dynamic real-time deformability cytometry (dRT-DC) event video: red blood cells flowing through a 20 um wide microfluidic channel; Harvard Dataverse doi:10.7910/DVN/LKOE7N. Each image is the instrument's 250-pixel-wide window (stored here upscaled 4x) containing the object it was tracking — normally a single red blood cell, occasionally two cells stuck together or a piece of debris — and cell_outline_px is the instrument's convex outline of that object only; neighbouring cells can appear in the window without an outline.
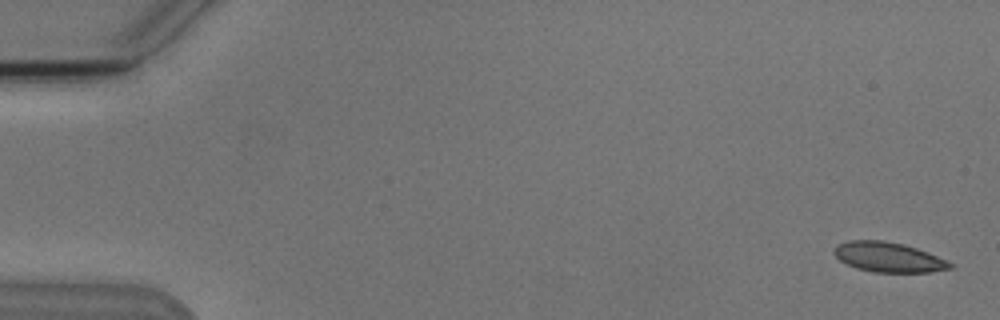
{"species": "Egyptian fruit bat (a non-hibernating species)", "species_latin": "Rousettus aegyptiacus", "temperature_condition": "cold", "stored_images_in_passage": 6, "camera_frame_rate_fps": 3000, "um_per_image_px": 0.085, "animal": {"sex": "male"}, "frame": {"image": 1, "passage_image": 1, "time_ms": 0.0, "image_size_px": [1000, 320], "cell_outline_px": [[952, 268], [932, 272], [872, 272], [856, 268], [840, 260], [832, 252], [836, 244], [848, 240], [884, 240], [904, 244], [928, 252], [952, 264]], "centroid_in_image_um": [75.47, 21.85], "position_along_channel_um": 9.5, "area_um2": 20.17}}